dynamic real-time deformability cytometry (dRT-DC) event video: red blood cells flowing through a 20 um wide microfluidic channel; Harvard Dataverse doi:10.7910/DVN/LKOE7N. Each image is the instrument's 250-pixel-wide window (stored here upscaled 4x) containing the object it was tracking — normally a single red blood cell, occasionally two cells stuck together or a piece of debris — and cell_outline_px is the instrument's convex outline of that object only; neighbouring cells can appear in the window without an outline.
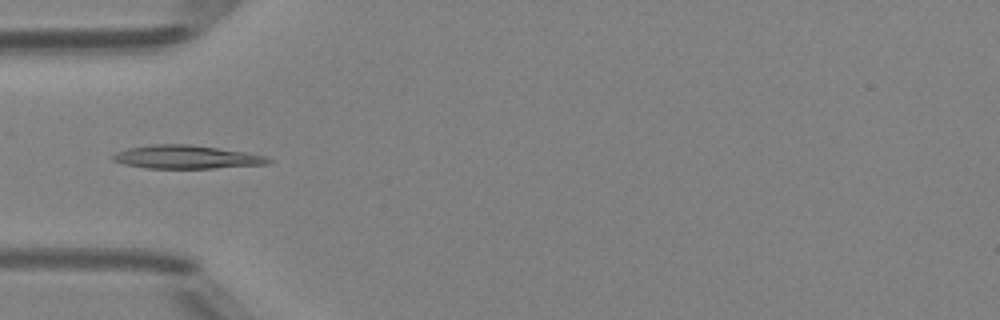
{"species": "Egyptian fruit bat (a non-hibernating species)", "species_latin": "Rousettus aegyptiacus", "temperature_condition": "room temperature", "stored_images_in_passage": 48, "camera_frame_rate_fps": 3000, "um_per_image_px": 0.085, "animal": {"sex": "female"}, "frame": {"image": 1, "passage_image": 15, "time_ms": 4.667, "image_size_px": [1000, 320], "cell_outline_px": [[272, 160], [268, 164], [212, 168], [144, 168], [124, 164], [112, 160], [112, 156], [116, 152], [128, 148], [152, 144], [188, 144], [248, 152], [264, 156]], "centroid_in_image_um": [15.82, 13.34], "position_along_channel_um": 69.2, "area_um2": 21.1}}
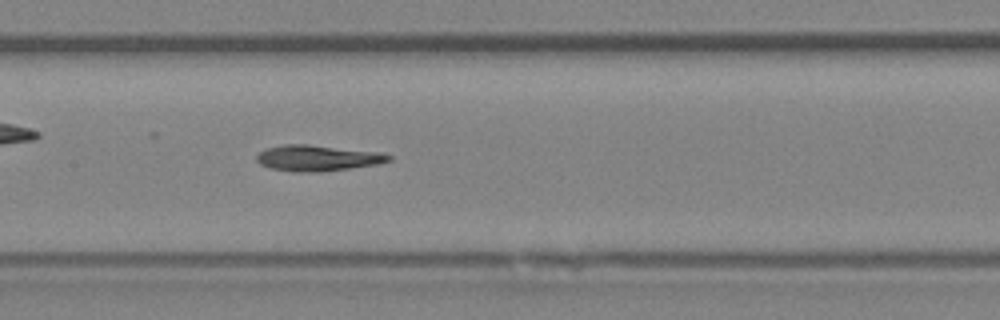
{"frame": {"image": 2, "passage_image": 23, "time_ms": 7.333, "image_size_px": [1000, 320], "cell_outline_px": [[392, 160], [380, 164], [316, 172], [292, 172], [272, 168], [260, 164], [256, 160], [256, 156], [260, 152], [268, 148], [284, 144], [308, 144], [380, 152], [392, 156]], "centroid_in_image_um": [27.01, 13.43], "position_along_channel_um": 180.4, "area_um2": 19.88}}
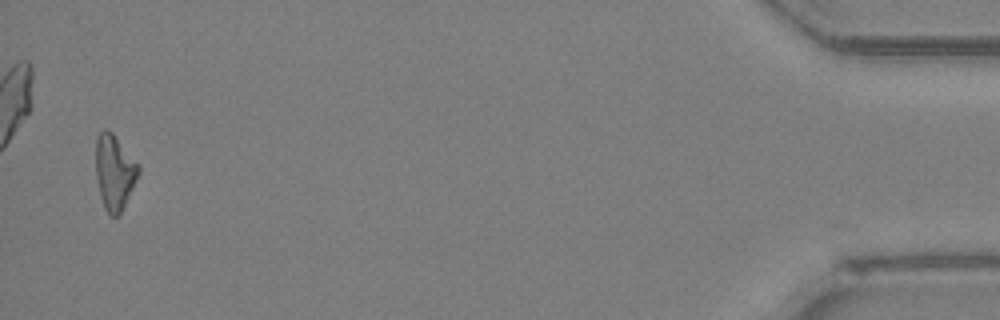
{"frame": {"image": 3, "passage_image": 47, "time_ms": 15.333, "image_size_px": [1000, 320], "cell_outline_px": [[140, 172], [120, 212], [116, 216], [108, 216], [104, 208], [100, 196], [96, 180], [96, 140], [100, 132], [112, 132], [140, 164]], "centroid_in_image_um": [9.73, 14.64], "position_along_channel_um": 425.5, "area_um2": 18.5}, "authors_computed_cell_mechanics": {"area_um2": 19.7098, "velocity_mm_per_s": 4.1884, "shape_relaxation_time_tau1_ms": 7.2989, "shape_relaxation_time_tau2_ms": 9.2677, "deformation_change_tau1": 0.1894, "deformation_change_tau2": 0.1963}}